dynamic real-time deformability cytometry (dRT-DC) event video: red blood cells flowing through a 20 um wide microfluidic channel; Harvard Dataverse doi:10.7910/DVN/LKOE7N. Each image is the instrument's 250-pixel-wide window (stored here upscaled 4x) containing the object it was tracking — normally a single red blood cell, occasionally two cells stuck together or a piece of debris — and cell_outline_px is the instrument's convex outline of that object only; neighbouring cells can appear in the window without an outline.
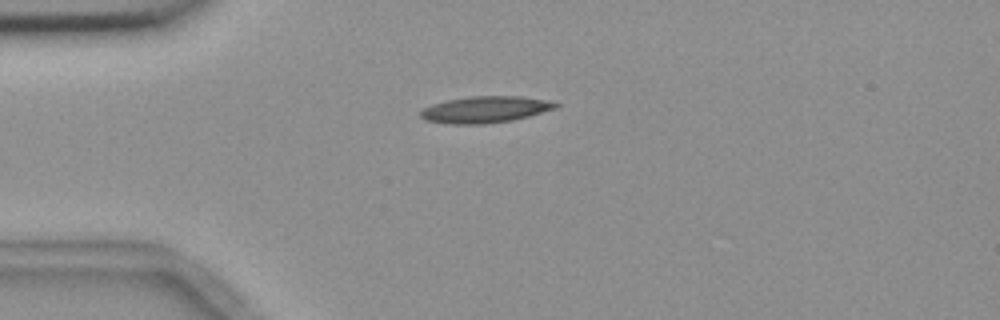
{"species": "common noctule bat (a hibernating species)", "species_latin": "Nyctalus noctula", "temperature_condition": "room temperature", "stored_images_in_passage": 12, "camera_frame_rate_fps": 3000, "um_per_image_px": 0.085, "animal": {"sex": "female", "body_mass_g": 18.4}, "frame": {"image": 1, "passage_image": 1, "time_ms": 0.0, "image_size_px": [1000, 320], "cell_outline_px": [[560, 104], [556, 108], [528, 116], [512, 120], [484, 124], [448, 124], [424, 120], [420, 116], [420, 112], [424, 108], [432, 104], [448, 100], [472, 96], [520, 96], [548, 100]], "centroid_in_image_um": [41.23, 9.31], "position_along_channel_um": 43.8, "area_um2": 20.81}}
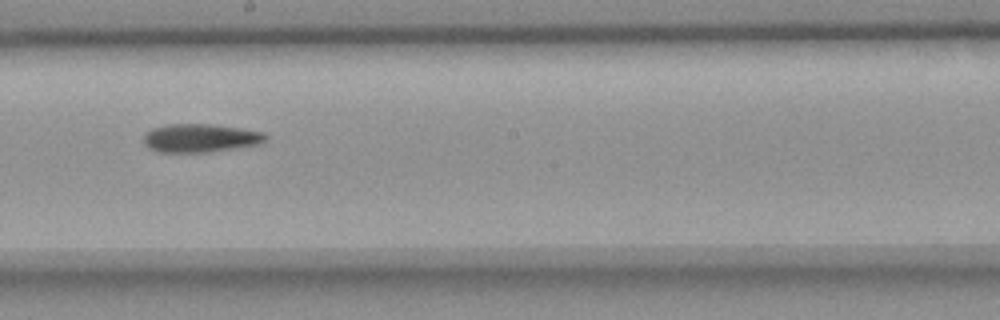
{"frame": {"image": 2, "passage_image": 6, "time_ms": 5.667, "image_size_px": [1000, 320], "cell_outline_px": [[268, 136], [264, 140], [256, 144], [208, 152], [156, 152], [148, 148], [144, 144], [144, 136], [152, 128], [168, 124], [212, 124], [240, 128], [264, 132]], "centroid_in_image_um": [16.98, 11.73], "position_along_channel_um": 231.2, "area_um2": 20.0}}
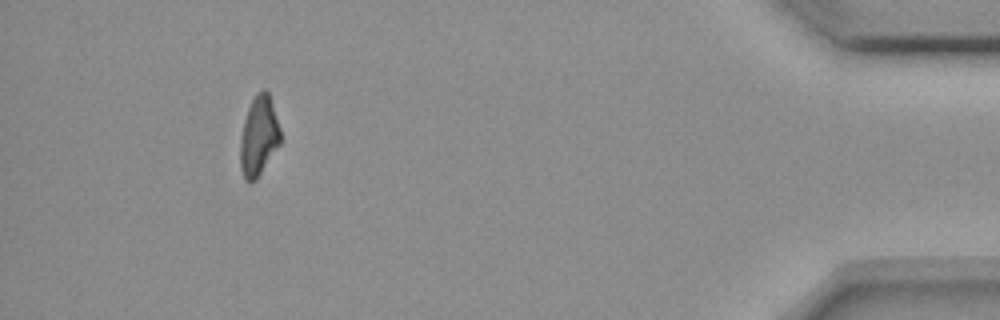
{"frame": {"image": 3, "passage_image": 11, "time_ms": 12.333, "image_size_px": [1000, 320], "cell_outline_px": [[280, 144], [256, 180], [244, 180], [240, 168], [240, 140], [244, 120], [248, 108], [256, 92], [264, 88], [268, 92], [280, 128]], "centroid_in_image_um": [21.98, 11.56], "position_along_channel_um": 413.2, "area_um2": 18.55}}